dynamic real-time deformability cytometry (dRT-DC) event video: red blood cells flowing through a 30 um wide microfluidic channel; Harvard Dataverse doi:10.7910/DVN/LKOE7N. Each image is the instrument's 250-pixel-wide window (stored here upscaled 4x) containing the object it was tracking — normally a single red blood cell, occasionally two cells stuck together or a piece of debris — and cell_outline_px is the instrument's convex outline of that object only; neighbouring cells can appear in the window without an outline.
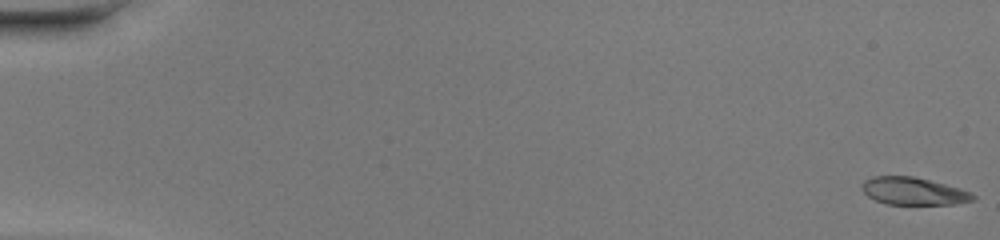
{"species": "common noctule bat (a hibernating species)", "species_latin": "Nyctalus noctula", "temperature_condition": "warm", "stored_images_in_passage": 49, "camera_frame_rate_fps": 3000, "um_per_image_px": 0.085, "animal": {"sex": "female", "body_mass_g": 20.0, "forearm_length_mm": 54.0}, "frame": {"image": 1, "passage_image": 1, "time_ms": 0.0, "image_size_px": [1000, 240], "cell_outline_px": [[976, 200], [956, 204], [888, 204], [876, 200], [868, 196], [860, 188], [860, 184], [864, 180], [872, 176], [912, 176], [960, 188], [972, 192], [976, 196]], "centroid_in_image_um": [77.65, 16.25], "position_along_channel_um": 7.4, "area_um2": 17.86}}
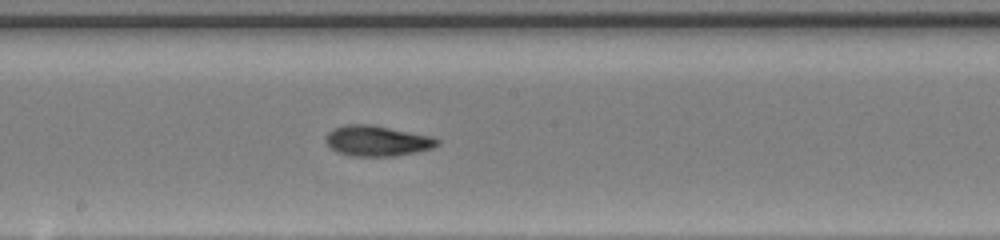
{"frame": {"image": 2, "passage_image": 28, "time_ms": 9.0, "image_size_px": [1000, 240], "cell_outline_px": [[440, 144], [432, 148], [416, 152], [392, 156], [352, 156], [336, 152], [324, 140], [328, 132], [332, 128], [348, 124], [372, 124], [432, 136], [440, 140]], "centroid_in_image_um": [32.05, 11.96], "position_along_channel_um": 216.1, "area_um2": 19.94}}
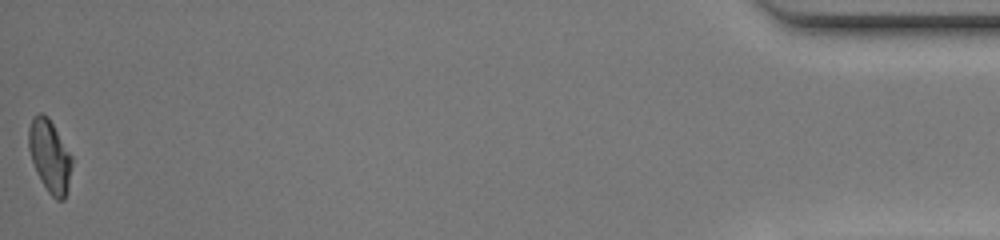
{"frame": {"image": 3, "passage_image": 49, "time_ms": 16.0, "image_size_px": [1000, 240], "cell_outline_px": [[72, 164], [68, 188], [64, 200], [56, 200], [48, 192], [40, 180], [36, 172], [28, 148], [28, 128], [32, 116], [40, 112], [48, 116], [72, 156]], "centroid_in_image_um": [4.21, 13.25], "position_along_channel_um": 431.0, "area_um2": 18.38}, "authors_computed_cell_mechanics": {"area_um2": 18.9006, "velocity_mm_per_s": 4.3452, "shape_relaxation_time_tau1_ms": 4.9236, "shape_relaxation_time_tau2_ms": 2.1619, "deformation_change_tau1": 0.2256, "deformation_change_tau2": 0.0831}}